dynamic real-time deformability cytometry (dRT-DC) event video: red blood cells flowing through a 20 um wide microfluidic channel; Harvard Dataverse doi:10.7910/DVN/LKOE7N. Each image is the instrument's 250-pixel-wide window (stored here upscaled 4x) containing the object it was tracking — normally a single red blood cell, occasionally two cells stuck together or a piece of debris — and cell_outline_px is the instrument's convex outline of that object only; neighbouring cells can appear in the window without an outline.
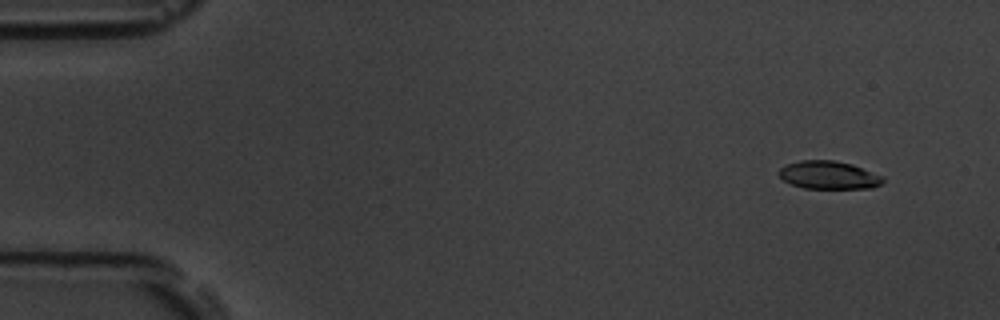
{"species": "common noctule bat (a hibernating species)", "species_latin": "Nyctalus noctula", "temperature_condition": "room temperature", "stored_images_in_passage": 55, "camera_frame_rate_fps": 3000, "um_per_image_px": 0.085, "animal": {"sex": "male", "body_mass_g": 19.5, "forearm_length_mm": 54.6}, "frame": {"image": 1, "passage_image": 5, "time_ms": 1.333, "image_size_px": [1000, 320], "cell_outline_px": [[884, 180], [880, 184], [872, 188], [804, 188], [792, 184], [784, 180], [776, 172], [780, 168], [788, 164], [800, 160], [832, 160], [852, 164], [884, 176]], "centroid_in_image_um": [70.45, 14.87], "position_along_channel_um": 14.6, "area_um2": 16.94}}
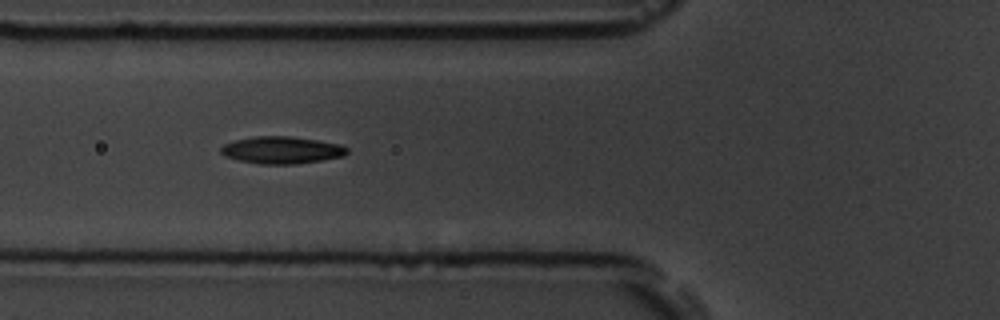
{"frame": {"image": 2, "passage_image": 21, "time_ms": 6.667, "image_size_px": [1000, 320], "cell_outline_px": [[348, 152], [344, 156], [296, 164], [260, 164], [240, 160], [224, 156], [220, 152], [220, 148], [224, 144], [236, 140], [256, 136], [292, 136], [340, 144], [348, 148]], "centroid_in_image_um": [23.95, 12.75], "position_along_channel_um": 101.9, "area_um2": 19.88}}
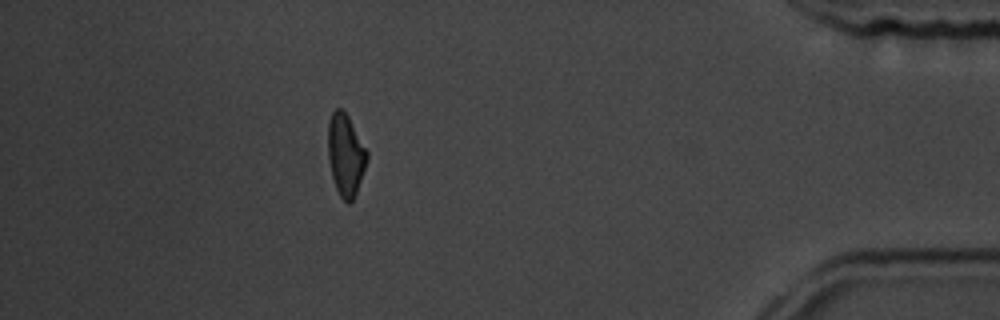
{"frame": {"image": 3, "passage_image": 49, "time_ms": 16.0, "image_size_px": [1000, 320], "cell_outline_px": [[368, 156], [356, 192], [352, 200], [348, 204], [340, 196], [336, 188], [332, 176], [328, 160], [328, 124], [332, 112], [336, 108], [340, 108], [348, 116], [368, 152]], "centroid_in_image_um": [29.36, 13.15], "position_along_channel_um": 405.8, "area_um2": 18.26}, "authors_computed_cell_mechanics": {"area_um2": 18.9006, "velocity_mm_per_s": 3.7792, "shape_relaxation_time_tau1_ms": 3.97, "shape_relaxation_time_tau2_ms": 2.2605, "deformation_change_tau1": 0.1417, "deformation_change_tau2": 0.0886}}